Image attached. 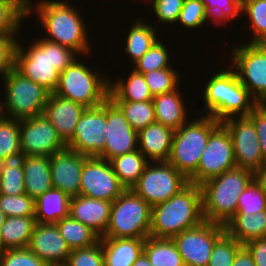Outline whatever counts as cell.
<instances>
[{"mask_svg":"<svg viewBox=\"0 0 266 266\" xmlns=\"http://www.w3.org/2000/svg\"><path fill=\"white\" fill-rule=\"evenodd\" d=\"M225 233L224 225L203 221L174 236L185 266H207L215 242Z\"/></svg>","mask_w":266,"mask_h":266,"instance_id":"obj_13","label":"cell"},{"mask_svg":"<svg viewBox=\"0 0 266 266\" xmlns=\"http://www.w3.org/2000/svg\"><path fill=\"white\" fill-rule=\"evenodd\" d=\"M5 98L0 102L2 116L22 120L44 113L50 92L12 68L4 77ZM4 102V103H3Z\"/></svg>","mask_w":266,"mask_h":266,"instance_id":"obj_9","label":"cell"},{"mask_svg":"<svg viewBox=\"0 0 266 266\" xmlns=\"http://www.w3.org/2000/svg\"><path fill=\"white\" fill-rule=\"evenodd\" d=\"M243 245L226 232L215 242L207 266H232L237 251Z\"/></svg>","mask_w":266,"mask_h":266,"instance_id":"obj_44","label":"cell"},{"mask_svg":"<svg viewBox=\"0 0 266 266\" xmlns=\"http://www.w3.org/2000/svg\"><path fill=\"white\" fill-rule=\"evenodd\" d=\"M205 6L201 0H184L177 22L190 29L206 23Z\"/></svg>","mask_w":266,"mask_h":266,"instance_id":"obj_48","label":"cell"},{"mask_svg":"<svg viewBox=\"0 0 266 266\" xmlns=\"http://www.w3.org/2000/svg\"><path fill=\"white\" fill-rule=\"evenodd\" d=\"M85 109L82 104L50 93L43 114L66 144L73 137L76 124Z\"/></svg>","mask_w":266,"mask_h":266,"instance_id":"obj_21","label":"cell"},{"mask_svg":"<svg viewBox=\"0 0 266 266\" xmlns=\"http://www.w3.org/2000/svg\"><path fill=\"white\" fill-rule=\"evenodd\" d=\"M16 37V35L0 36V74L2 77L14 68L15 50L18 43Z\"/></svg>","mask_w":266,"mask_h":266,"instance_id":"obj_50","label":"cell"},{"mask_svg":"<svg viewBox=\"0 0 266 266\" xmlns=\"http://www.w3.org/2000/svg\"><path fill=\"white\" fill-rule=\"evenodd\" d=\"M173 68H162L143 74L152 96L174 91L180 83V75Z\"/></svg>","mask_w":266,"mask_h":266,"instance_id":"obj_42","label":"cell"},{"mask_svg":"<svg viewBox=\"0 0 266 266\" xmlns=\"http://www.w3.org/2000/svg\"><path fill=\"white\" fill-rule=\"evenodd\" d=\"M20 145L25 155L46 157L67 147L44 114L20 120Z\"/></svg>","mask_w":266,"mask_h":266,"instance_id":"obj_17","label":"cell"},{"mask_svg":"<svg viewBox=\"0 0 266 266\" xmlns=\"http://www.w3.org/2000/svg\"><path fill=\"white\" fill-rule=\"evenodd\" d=\"M48 266H68V265L64 263V264H49Z\"/></svg>","mask_w":266,"mask_h":266,"instance_id":"obj_57","label":"cell"},{"mask_svg":"<svg viewBox=\"0 0 266 266\" xmlns=\"http://www.w3.org/2000/svg\"><path fill=\"white\" fill-rule=\"evenodd\" d=\"M254 178L252 171L236 167L200 184L204 220L225 226L237 212L239 195Z\"/></svg>","mask_w":266,"mask_h":266,"instance_id":"obj_5","label":"cell"},{"mask_svg":"<svg viewBox=\"0 0 266 266\" xmlns=\"http://www.w3.org/2000/svg\"><path fill=\"white\" fill-rule=\"evenodd\" d=\"M56 225L71 250L89 247L100 241L96 232L70 216L59 220Z\"/></svg>","mask_w":266,"mask_h":266,"instance_id":"obj_35","label":"cell"},{"mask_svg":"<svg viewBox=\"0 0 266 266\" xmlns=\"http://www.w3.org/2000/svg\"><path fill=\"white\" fill-rule=\"evenodd\" d=\"M198 116V119L186 122L175 130L168 158V162L187 179L197 171L210 135L221 125V122L202 114V111Z\"/></svg>","mask_w":266,"mask_h":266,"instance_id":"obj_6","label":"cell"},{"mask_svg":"<svg viewBox=\"0 0 266 266\" xmlns=\"http://www.w3.org/2000/svg\"><path fill=\"white\" fill-rule=\"evenodd\" d=\"M109 162L119 181L126 189H131L137 183L143 174L144 168L149 163L139 150L117 156Z\"/></svg>","mask_w":266,"mask_h":266,"instance_id":"obj_33","label":"cell"},{"mask_svg":"<svg viewBox=\"0 0 266 266\" xmlns=\"http://www.w3.org/2000/svg\"><path fill=\"white\" fill-rule=\"evenodd\" d=\"M236 168L233 143L229 131L221 124L209 137L199 160L197 171L188 179L200 185L204 181Z\"/></svg>","mask_w":266,"mask_h":266,"instance_id":"obj_12","label":"cell"},{"mask_svg":"<svg viewBox=\"0 0 266 266\" xmlns=\"http://www.w3.org/2000/svg\"><path fill=\"white\" fill-rule=\"evenodd\" d=\"M112 202L83 195L71 197L69 216L102 237L109 223Z\"/></svg>","mask_w":266,"mask_h":266,"instance_id":"obj_22","label":"cell"},{"mask_svg":"<svg viewBox=\"0 0 266 266\" xmlns=\"http://www.w3.org/2000/svg\"><path fill=\"white\" fill-rule=\"evenodd\" d=\"M180 92L177 88L172 92L153 97L152 101L157 123L176 130L187 122V109Z\"/></svg>","mask_w":266,"mask_h":266,"instance_id":"obj_25","label":"cell"},{"mask_svg":"<svg viewBox=\"0 0 266 266\" xmlns=\"http://www.w3.org/2000/svg\"><path fill=\"white\" fill-rule=\"evenodd\" d=\"M153 4V10L159 22L177 23L184 0H149Z\"/></svg>","mask_w":266,"mask_h":266,"instance_id":"obj_49","label":"cell"},{"mask_svg":"<svg viewBox=\"0 0 266 266\" xmlns=\"http://www.w3.org/2000/svg\"><path fill=\"white\" fill-rule=\"evenodd\" d=\"M224 227L225 232L242 245L266 238V210L256 214H235Z\"/></svg>","mask_w":266,"mask_h":266,"instance_id":"obj_28","label":"cell"},{"mask_svg":"<svg viewBox=\"0 0 266 266\" xmlns=\"http://www.w3.org/2000/svg\"><path fill=\"white\" fill-rule=\"evenodd\" d=\"M70 200L66 193L52 187L35 199V219L40 224H56L69 216Z\"/></svg>","mask_w":266,"mask_h":266,"instance_id":"obj_26","label":"cell"},{"mask_svg":"<svg viewBox=\"0 0 266 266\" xmlns=\"http://www.w3.org/2000/svg\"><path fill=\"white\" fill-rule=\"evenodd\" d=\"M203 221L201 187L189 182L167 201L151 207L150 236L172 239Z\"/></svg>","mask_w":266,"mask_h":266,"instance_id":"obj_3","label":"cell"},{"mask_svg":"<svg viewBox=\"0 0 266 266\" xmlns=\"http://www.w3.org/2000/svg\"><path fill=\"white\" fill-rule=\"evenodd\" d=\"M0 210L7 217L35 216V200L29 195L0 194Z\"/></svg>","mask_w":266,"mask_h":266,"instance_id":"obj_45","label":"cell"},{"mask_svg":"<svg viewBox=\"0 0 266 266\" xmlns=\"http://www.w3.org/2000/svg\"><path fill=\"white\" fill-rule=\"evenodd\" d=\"M123 112L131 127L137 132L156 122L153 101H113Z\"/></svg>","mask_w":266,"mask_h":266,"instance_id":"obj_36","label":"cell"},{"mask_svg":"<svg viewBox=\"0 0 266 266\" xmlns=\"http://www.w3.org/2000/svg\"><path fill=\"white\" fill-rule=\"evenodd\" d=\"M30 2L26 0V17L33 8L36 9H33V12L36 11L41 25L46 29L44 32L49 35L44 37L45 40L69 47L82 56L92 52L88 28L73 4L59 0H41L34 7Z\"/></svg>","mask_w":266,"mask_h":266,"instance_id":"obj_2","label":"cell"},{"mask_svg":"<svg viewBox=\"0 0 266 266\" xmlns=\"http://www.w3.org/2000/svg\"><path fill=\"white\" fill-rule=\"evenodd\" d=\"M6 218H7V216L0 210V231H1L2 225L5 222Z\"/></svg>","mask_w":266,"mask_h":266,"instance_id":"obj_56","label":"cell"},{"mask_svg":"<svg viewBox=\"0 0 266 266\" xmlns=\"http://www.w3.org/2000/svg\"><path fill=\"white\" fill-rule=\"evenodd\" d=\"M206 83L202 95L204 115L221 123L232 117L247 116L259 104L231 68H222Z\"/></svg>","mask_w":266,"mask_h":266,"instance_id":"obj_4","label":"cell"},{"mask_svg":"<svg viewBox=\"0 0 266 266\" xmlns=\"http://www.w3.org/2000/svg\"><path fill=\"white\" fill-rule=\"evenodd\" d=\"M26 156L19 151L0 161V194H25L23 166Z\"/></svg>","mask_w":266,"mask_h":266,"instance_id":"obj_31","label":"cell"},{"mask_svg":"<svg viewBox=\"0 0 266 266\" xmlns=\"http://www.w3.org/2000/svg\"><path fill=\"white\" fill-rule=\"evenodd\" d=\"M175 130L154 122L137 132L138 150L149 162L168 161Z\"/></svg>","mask_w":266,"mask_h":266,"instance_id":"obj_23","label":"cell"},{"mask_svg":"<svg viewBox=\"0 0 266 266\" xmlns=\"http://www.w3.org/2000/svg\"><path fill=\"white\" fill-rule=\"evenodd\" d=\"M266 210V196L261 184L254 178L238 197L236 214H256Z\"/></svg>","mask_w":266,"mask_h":266,"instance_id":"obj_43","label":"cell"},{"mask_svg":"<svg viewBox=\"0 0 266 266\" xmlns=\"http://www.w3.org/2000/svg\"><path fill=\"white\" fill-rule=\"evenodd\" d=\"M247 116L256 128L262 157L266 162V103L258 104Z\"/></svg>","mask_w":266,"mask_h":266,"instance_id":"obj_51","label":"cell"},{"mask_svg":"<svg viewBox=\"0 0 266 266\" xmlns=\"http://www.w3.org/2000/svg\"><path fill=\"white\" fill-rule=\"evenodd\" d=\"M231 52L240 82L259 104L266 103V44H238Z\"/></svg>","mask_w":266,"mask_h":266,"instance_id":"obj_11","label":"cell"},{"mask_svg":"<svg viewBox=\"0 0 266 266\" xmlns=\"http://www.w3.org/2000/svg\"><path fill=\"white\" fill-rule=\"evenodd\" d=\"M230 134L236 167L256 173L266 166L259 138L248 116L232 117L221 123Z\"/></svg>","mask_w":266,"mask_h":266,"instance_id":"obj_14","label":"cell"},{"mask_svg":"<svg viewBox=\"0 0 266 266\" xmlns=\"http://www.w3.org/2000/svg\"><path fill=\"white\" fill-rule=\"evenodd\" d=\"M104 266H132L143 252L145 239L100 237Z\"/></svg>","mask_w":266,"mask_h":266,"instance_id":"obj_24","label":"cell"},{"mask_svg":"<svg viewBox=\"0 0 266 266\" xmlns=\"http://www.w3.org/2000/svg\"><path fill=\"white\" fill-rule=\"evenodd\" d=\"M105 145L97 158L110 161L126 153L138 150L137 131L134 130L121 109L107 99V126Z\"/></svg>","mask_w":266,"mask_h":266,"instance_id":"obj_18","label":"cell"},{"mask_svg":"<svg viewBox=\"0 0 266 266\" xmlns=\"http://www.w3.org/2000/svg\"><path fill=\"white\" fill-rule=\"evenodd\" d=\"M232 266H256L252 254L244 245L237 251Z\"/></svg>","mask_w":266,"mask_h":266,"instance_id":"obj_53","label":"cell"},{"mask_svg":"<svg viewBox=\"0 0 266 266\" xmlns=\"http://www.w3.org/2000/svg\"><path fill=\"white\" fill-rule=\"evenodd\" d=\"M125 190L109 161L97 157H88L84 161L80 195L113 202Z\"/></svg>","mask_w":266,"mask_h":266,"instance_id":"obj_16","label":"cell"},{"mask_svg":"<svg viewBox=\"0 0 266 266\" xmlns=\"http://www.w3.org/2000/svg\"><path fill=\"white\" fill-rule=\"evenodd\" d=\"M201 2L206 9V22L212 20L214 24L224 25L226 21L243 14L242 0H201Z\"/></svg>","mask_w":266,"mask_h":266,"instance_id":"obj_39","label":"cell"},{"mask_svg":"<svg viewBox=\"0 0 266 266\" xmlns=\"http://www.w3.org/2000/svg\"><path fill=\"white\" fill-rule=\"evenodd\" d=\"M49 158L53 187L63 191L69 197L78 196L82 169L88 156L66 147Z\"/></svg>","mask_w":266,"mask_h":266,"instance_id":"obj_19","label":"cell"},{"mask_svg":"<svg viewBox=\"0 0 266 266\" xmlns=\"http://www.w3.org/2000/svg\"><path fill=\"white\" fill-rule=\"evenodd\" d=\"M78 59L60 72L54 94L86 108L102 105L109 98L110 78L93 72L85 62Z\"/></svg>","mask_w":266,"mask_h":266,"instance_id":"obj_7","label":"cell"},{"mask_svg":"<svg viewBox=\"0 0 266 266\" xmlns=\"http://www.w3.org/2000/svg\"><path fill=\"white\" fill-rule=\"evenodd\" d=\"M249 18L248 27L254 32L250 44H266V0H242V13Z\"/></svg>","mask_w":266,"mask_h":266,"instance_id":"obj_38","label":"cell"},{"mask_svg":"<svg viewBox=\"0 0 266 266\" xmlns=\"http://www.w3.org/2000/svg\"><path fill=\"white\" fill-rule=\"evenodd\" d=\"M170 61L167 47L158 39L138 61L132 64L134 67L132 69L144 74L162 68H173L169 65L171 64Z\"/></svg>","mask_w":266,"mask_h":266,"instance_id":"obj_41","label":"cell"},{"mask_svg":"<svg viewBox=\"0 0 266 266\" xmlns=\"http://www.w3.org/2000/svg\"><path fill=\"white\" fill-rule=\"evenodd\" d=\"M109 98L112 101L142 102L152 100L153 96L143 74L132 69L126 80H116L115 84L109 81Z\"/></svg>","mask_w":266,"mask_h":266,"instance_id":"obj_30","label":"cell"},{"mask_svg":"<svg viewBox=\"0 0 266 266\" xmlns=\"http://www.w3.org/2000/svg\"><path fill=\"white\" fill-rule=\"evenodd\" d=\"M23 168L25 193L34 200L53 187L49 157L27 155Z\"/></svg>","mask_w":266,"mask_h":266,"instance_id":"obj_27","label":"cell"},{"mask_svg":"<svg viewBox=\"0 0 266 266\" xmlns=\"http://www.w3.org/2000/svg\"><path fill=\"white\" fill-rule=\"evenodd\" d=\"M26 18V0H0V36L17 35Z\"/></svg>","mask_w":266,"mask_h":266,"instance_id":"obj_37","label":"cell"},{"mask_svg":"<svg viewBox=\"0 0 266 266\" xmlns=\"http://www.w3.org/2000/svg\"><path fill=\"white\" fill-rule=\"evenodd\" d=\"M107 126V100L86 108L76 124L73 137L66 146L88 157H97L104 149Z\"/></svg>","mask_w":266,"mask_h":266,"instance_id":"obj_15","label":"cell"},{"mask_svg":"<svg viewBox=\"0 0 266 266\" xmlns=\"http://www.w3.org/2000/svg\"><path fill=\"white\" fill-rule=\"evenodd\" d=\"M188 183V179L168 161L149 162L131 189L153 207L167 201Z\"/></svg>","mask_w":266,"mask_h":266,"instance_id":"obj_10","label":"cell"},{"mask_svg":"<svg viewBox=\"0 0 266 266\" xmlns=\"http://www.w3.org/2000/svg\"><path fill=\"white\" fill-rule=\"evenodd\" d=\"M255 178L261 184L263 192L266 196V166L262 170L255 173Z\"/></svg>","mask_w":266,"mask_h":266,"instance_id":"obj_54","label":"cell"},{"mask_svg":"<svg viewBox=\"0 0 266 266\" xmlns=\"http://www.w3.org/2000/svg\"><path fill=\"white\" fill-rule=\"evenodd\" d=\"M153 24L145 23L142 19H137L129 30L126 38L125 53L129 54L130 61L134 64L138 61L159 39Z\"/></svg>","mask_w":266,"mask_h":266,"instance_id":"obj_32","label":"cell"},{"mask_svg":"<svg viewBox=\"0 0 266 266\" xmlns=\"http://www.w3.org/2000/svg\"><path fill=\"white\" fill-rule=\"evenodd\" d=\"M132 266H153L144 252L140 254Z\"/></svg>","mask_w":266,"mask_h":266,"instance_id":"obj_55","label":"cell"},{"mask_svg":"<svg viewBox=\"0 0 266 266\" xmlns=\"http://www.w3.org/2000/svg\"><path fill=\"white\" fill-rule=\"evenodd\" d=\"M143 252L153 266H185L172 239L150 236L145 239Z\"/></svg>","mask_w":266,"mask_h":266,"instance_id":"obj_34","label":"cell"},{"mask_svg":"<svg viewBox=\"0 0 266 266\" xmlns=\"http://www.w3.org/2000/svg\"><path fill=\"white\" fill-rule=\"evenodd\" d=\"M36 223L34 216L7 217L0 231V251L28 248Z\"/></svg>","mask_w":266,"mask_h":266,"instance_id":"obj_29","label":"cell"},{"mask_svg":"<svg viewBox=\"0 0 266 266\" xmlns=\"http://www.w3.org/2000/svg\"><path fill=\"white\" fill-rule=\"evenodd\" d=\"M28 249L47 265L67 263L71 249L56 224L36 223Z\"/></svg>","mask_w":266,"mask_h":266,"instance_id":"obj_20","label":"cell"},{"mask_svg":"<svg viewBox=\"0 0 266 266\" xmlns=\"http://www.w3.org/2000/svg\"><path fill=\"white\" fill-rule=\"evenodd\" d=\"M0 266H48L28 248L0 251Z\"/></svg>","mask_w":266,"mask_h":266,"instance_id":"obj_47","label":"cell"},{"mask_svg":"<svg viewBox=\"0 0 266 266\" xmlns=\"http://www.w3.org/2000/svg\"><path fill=\"white\" fill-rule=\"evenodd\" d=\"M19 151L20 120L0 115V161Z\"/></svg>","mask_w":266,"mask_h":266,"instance_id":"obj_40","label":"cell"},{"mask_svg":"<svg viewBox=\"0 0 266 266\" xmlns=\"http://www.w3.org/2000/svg\"><path fill=\"white\" fill-rule=\"evenodd\" d=\"M244 246L252 254L256 266H266V238L251 240Z\"/></svg>","mask_w":266,"mask_h":266,"instance_id":"obj_52","label":"cell"},{"mask_svg":"<svg viewBox=\"0 0 266 266\" xmlns=\"http://www.w3.org/2000/svg\"><path fill=\"white\" fill-rule=\"evenodd\" d=\"M151 206L132 189H126L111 205L107 230L102 237H150Z\"/></svg>","mask_w":266,"mask_h":266,"instance_id":"obj_8","label":"cell"},{"mask_svg":"<svg viewBox=\"0 0 266 266\" xmlns=\"http://www.w3.org/2000/svg\"><path fill=\"white\" fill-rule=\"evenodd\" d=\"M24 49V46L18 42L14 68L50 93H54L57 88L60 72L80 56L69 47L43 38L33 41L26 51Z\"/></svg>","mask_w":266,"mask_h":266,"instance_id":"obj_1","label":"cell"},{"mask_svg":"<svg viewBox=\"0 0 266 266\" xmlns=\"http://www.w3.org/2000/svg\"><path fill=\"white\" fill-rule=\"evenodd\" d=\"M66 264L68 266H104L101 241L89 247L71 250Z\"/></svg>","mask_w":266,"mask_h":266,"instance_id":"obj_46","label":"cell"}]
</instances>
